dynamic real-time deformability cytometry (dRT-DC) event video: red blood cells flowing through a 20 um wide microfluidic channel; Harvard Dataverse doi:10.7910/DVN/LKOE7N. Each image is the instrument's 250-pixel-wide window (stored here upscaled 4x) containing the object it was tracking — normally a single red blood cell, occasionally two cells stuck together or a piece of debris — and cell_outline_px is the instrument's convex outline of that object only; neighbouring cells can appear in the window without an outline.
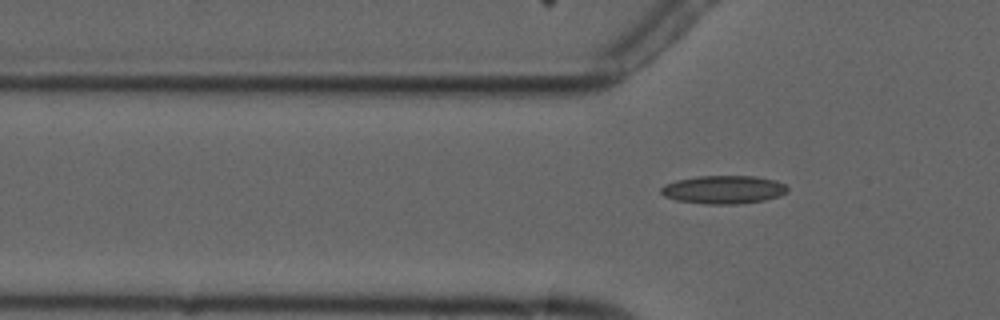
{"species": "common noctule bat (a hibernating species)", "species_latin": "Nyctalus noctula", "temperature_condition": "cold", "stored_images_in_passage": 3, "camera_frame_rate_fps": 3000, "um_per_image_px": 0.085, "animal": {"sex": "male", "forearm_length_mm": 52.5}, "frame": {"image": 1, "passage_image": 3, "time_ms": 2.333, "image_size_px": [1000, 320], "cell_outline_px": [[788, 192], [780, 196], [764, 200], [736, 204], [704, 204], [676, 200], [664, 196], [660, 192], [660, 188], [664, 184], [676, 180], [696, 176], [756, 176], [776, 180], [784, 184], [788, 188]], "centroid_in_image_um": [61.49, 16.11], "position_along_channel_um": 64.3, "area_um2": 20.98}}